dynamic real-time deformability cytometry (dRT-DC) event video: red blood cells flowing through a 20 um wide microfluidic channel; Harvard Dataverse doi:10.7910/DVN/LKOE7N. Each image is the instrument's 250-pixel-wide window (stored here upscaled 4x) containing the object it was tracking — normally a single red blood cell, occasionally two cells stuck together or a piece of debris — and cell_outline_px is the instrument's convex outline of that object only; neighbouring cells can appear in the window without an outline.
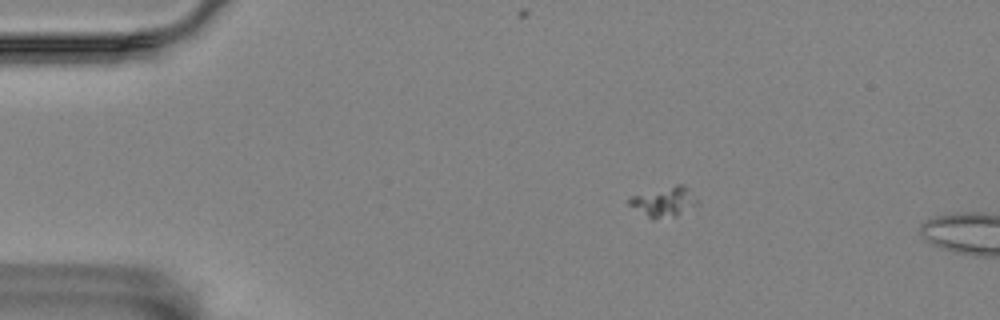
{"species": "Egyptian fruit bat (a non-hibernating species)", "species_latin": "Rousettus aegyptiacus", "temperature_condition": "room temperature", "stored_images_in_passage": 5, "camera_frame_rate_fps": 3000, "um_per_image_px": 0.085, "animal": {"sex": "female"}, "frame": {"image": 1, "passage_image": 4, "time_ms": 3.333, "image_size_px": [1000, 320], "cell_outline_px": [[700, 200], [696, 204], [676, 216], [652, 220], [628, 204], [628, 200], [632, 196], [676, 184], [684, 184]], "centroid_in_image_um": [56.47, 17.15], "position_along_channel_um": 28.5, "area_um2": 11.79}}